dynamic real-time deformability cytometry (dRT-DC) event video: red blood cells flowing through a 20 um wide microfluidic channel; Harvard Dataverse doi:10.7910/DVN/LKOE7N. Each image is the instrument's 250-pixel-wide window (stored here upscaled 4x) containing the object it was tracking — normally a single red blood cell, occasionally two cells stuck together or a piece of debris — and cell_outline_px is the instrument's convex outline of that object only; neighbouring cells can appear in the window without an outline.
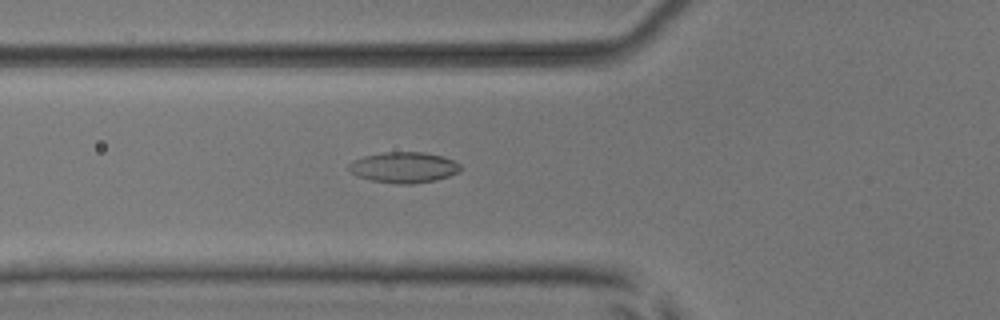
{"species": "common noctule bat (a hibernating species)", "species_latin": "Nyctalus noctula", "temperature_condition": "room temperature", "stored_images_in_passage": 31, "camera_frame_rate_fps": 3000, "um_per_image_px": 0.085, "animal": {"sex": "male", "body_mass_g": 17.9, "forearm_length_mm": 54.2}, "frame": {"image": 1, "passage_image": 4, "time_ms": 1.0, "image_size_px": [1000, 320], "cell_outline_px": [[460, 172], [436, 180], [412, 184], [396, 184], [372, 180], [356, 176], [348, 168], [348, 164], [352, 160], [364, 156], [384, 152], [424, 152], [444, 156], [460, 164]], "centroid_in_image_um": [34.32, 14.23], "position_along_channel_um": 91.5, "area_um2": 20.11}}
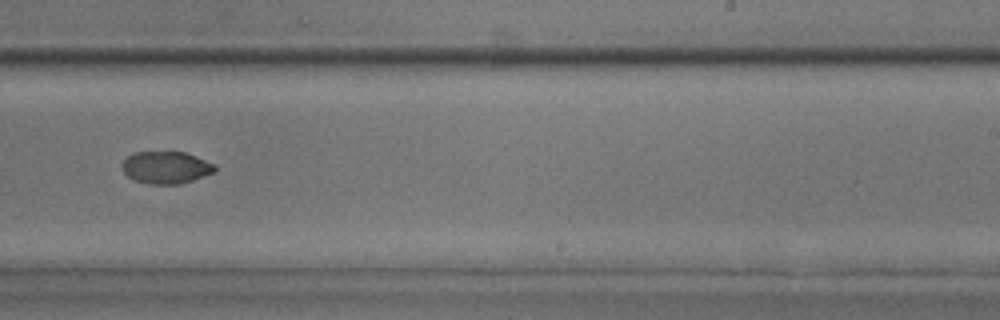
{"frame": {"image": 2, "passage_image": 18, "time_ms": 5.667, "image_size_px": [1000, 320], "cell_outline_px": [[216, 172], [180, 184], [148, 184], [132, 180], [124, 172], [120, 164], [132, 152], [184, 152], [196, 156], [216, 164]], "centroid_in_image_um": [14.11, 14.24], "position_along_channel_um": 274.9, "area_um2": 17.63}}
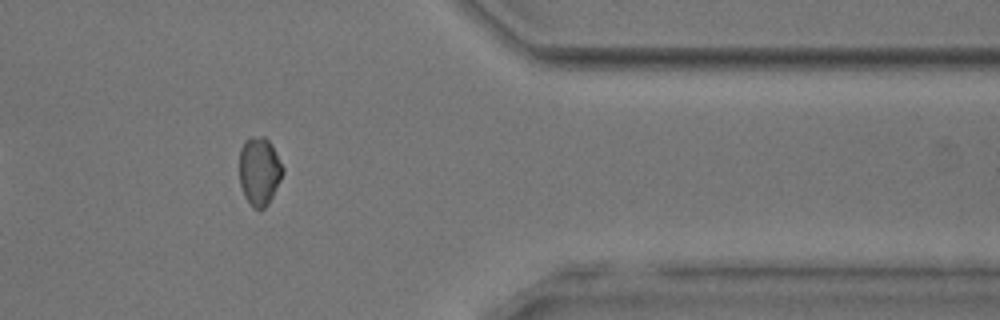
{"frame": {"image": 3, "passage_image": 28, "time_ms": 9.0, "image_size_px": [1000, 320], "cell_outline_px": [[284, 172], [268, 204], [264, 208], [252, 208], [244, 196], [240, 184], [240, 148], [244, 140], [252, 136], [264, 136], [272, 144], [284, 168]], "centroid_in_image_um": [22.04, 14.52], "position_along_channel_um": 389.4, "area_um2": 17.34}, "authors_computed_cell_mechanics": {"area_um2": 18.1492, "velocity_mm_per_s": 3.9344, "shape_relaxation_time_tau1_ms": 3.9629, "shape_relaxation_time_tau2_ms": 4.4216, "deformation_change_tau1": 0.1181, "deformation_change_tau2": 0.0567}}